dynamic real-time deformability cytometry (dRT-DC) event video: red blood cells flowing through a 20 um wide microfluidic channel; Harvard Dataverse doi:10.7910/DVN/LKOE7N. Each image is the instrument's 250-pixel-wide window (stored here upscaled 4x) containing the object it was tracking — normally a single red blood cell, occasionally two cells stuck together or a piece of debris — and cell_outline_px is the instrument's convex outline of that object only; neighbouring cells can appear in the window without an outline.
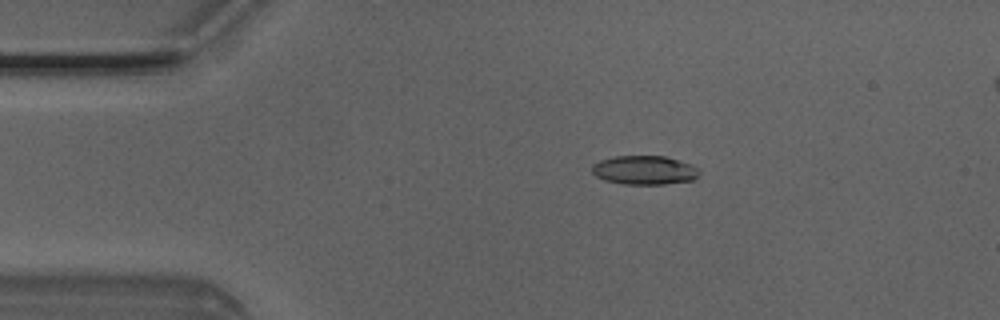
{"species": "Egyptian fruit bat (a non-hibernating species)", "species_latin": "Rousettus aegyptiacus", "temperature_condition": "room temperature", "stored_images_in_passage": 4, "camera_frame_rate_fps": 3000, "um_per_image_px": 0.085, "animal": {"sex": "male"}, "frame": {"image": 1, "passage_image": 2, "time_ms": 0.333, "image_size_px": [1000, 320], "cell_outline_px": [[700, 172], [692, 180], [664, 184], [624, 184], [604, 180], [596, 176], [592, 172], [592, 164], [600, 160], [616, 156], [664, 156], [692, 164]], "centroid_in_image_um": [54.75, 14.46], "position_along_channel_um": 30.3, "area_um2": 17.98}}